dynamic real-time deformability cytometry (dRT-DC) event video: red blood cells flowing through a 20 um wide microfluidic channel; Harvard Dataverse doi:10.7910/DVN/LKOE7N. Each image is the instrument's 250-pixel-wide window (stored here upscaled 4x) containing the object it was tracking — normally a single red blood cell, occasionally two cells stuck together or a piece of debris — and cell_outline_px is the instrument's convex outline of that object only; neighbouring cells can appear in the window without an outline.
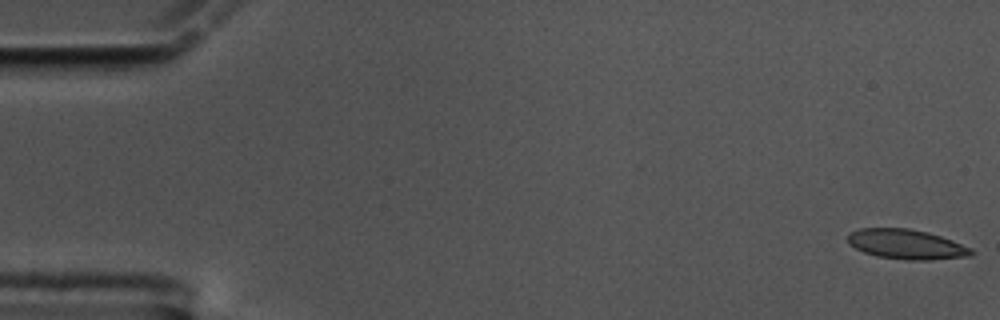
{"species": "common noctule bat (a hibernating species)", "species_latin": "Nyctalus noctula", "temperature_condition": "cold", "stored_images_in_passage": 14, "camera_frame_rate_fps": 3000, "um_per_image_px": 0.085, "animal": {"sex": "male", "body_mass_g": 17.5, "forearm_length_mm": 52.3}, "frame": {"image": 1, "passage_image": 1, "time_ms": 0.0, "image_size_px": [1000, 320], "cell_outline_px": [[976, 252], [972, 256], [928, 260], [908, 260], [876, 256], [864, 252], [848, 244], [848, 232], [860, 228], [908, 228], [928, 232], [952, 240], [972, 248]], "centroid_in_image_um": [77.06, 20.76], "position_along_channel_um": 7.9, "area_um2": 21.62}}
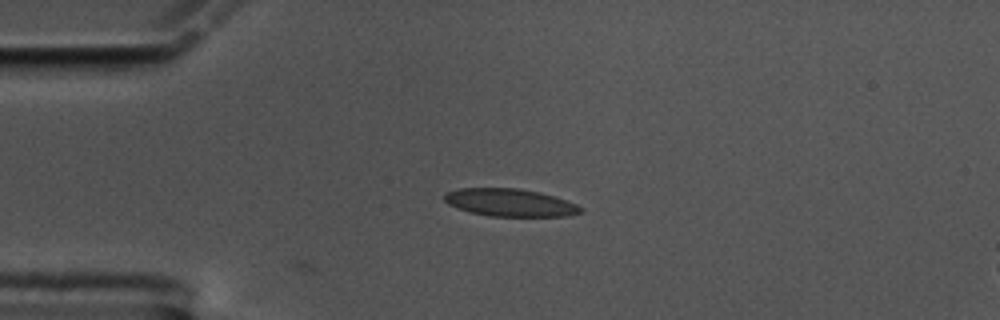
{"frame": {"image": 2, "passage_image": 14, "time_ms": 4.333, "image_size_px": [1000, 320], "cell_outline_px": [[584, 208], [580, 212], [568, 216], [488, 216], [456, 208], [448, 204], [444, 200], [444, 192], [460, 188], [520, 188], [540, 192], [556, 196], [576, 204]], "centroid_in_image_um": [43.34, 17.21], "position_along_channel_um": 41.7, "area_um2": 22.08}}